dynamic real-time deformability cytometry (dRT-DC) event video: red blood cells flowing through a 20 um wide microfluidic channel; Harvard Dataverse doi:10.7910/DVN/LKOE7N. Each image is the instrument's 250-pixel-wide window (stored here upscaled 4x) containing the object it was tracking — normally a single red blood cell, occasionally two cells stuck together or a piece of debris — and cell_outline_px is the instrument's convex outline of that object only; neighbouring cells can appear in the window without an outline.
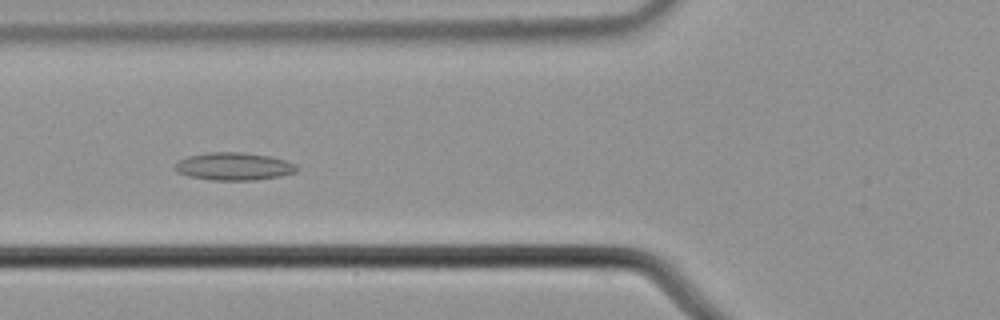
{"species": "common noctule bat (a hibernating species)", "species_latin": "Nyctalus noctula", "temperature_condition": "cold", "stored_images_in_passage": 9, "camera_frame_rate_fps": 3000, "um_per_image_px": 0.085, "animal": {"sex": "male", "body_mass_g": 21.5, "forearm_length_mm": 52.0}, "frame": {"image": 1, "passage_image": 6, "time_ms": 1.667, "image_size_px": [1000, 320], "cell_outline_px": [[300, 168], [296, 172], [280, 176], [252, 180], [212, 180], [188, 176], [176, 172], [176, 164], [180, 160], [188, 156], [208, 152], [244, 152], [272, 156], [296, 164]], "centroid_in_image_um": [19.91, 14.14], "position_along_channel_um": 105.9, "area_um2": 19.71}}
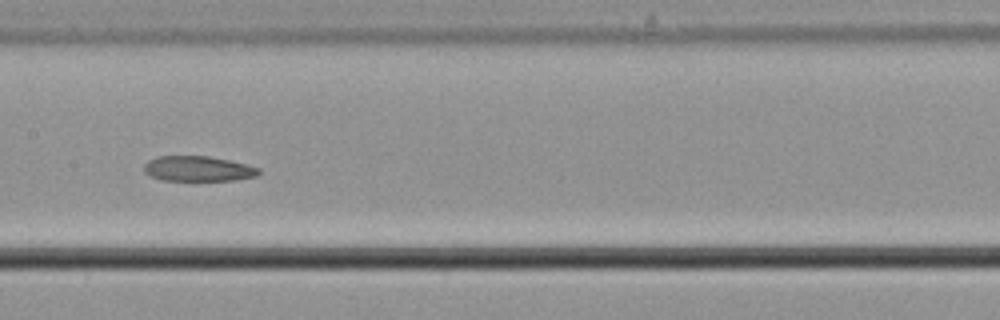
{"frame": {"image": 2, "passage_image": 8, "time_ms": 2.333, "image_size_px": [1000, 320], "cell_outline_px": [[260, 172], [256, 176], [236, 180], [160, 180], [144, 172], [144, 164], [148, 160], [156, 156], [208, 156], [228, 160], [260, 168]], "centroid_in_image_um": [16.81, 14.34], "position_along_channel_um": 190.6, "area_um2": 16.76}}
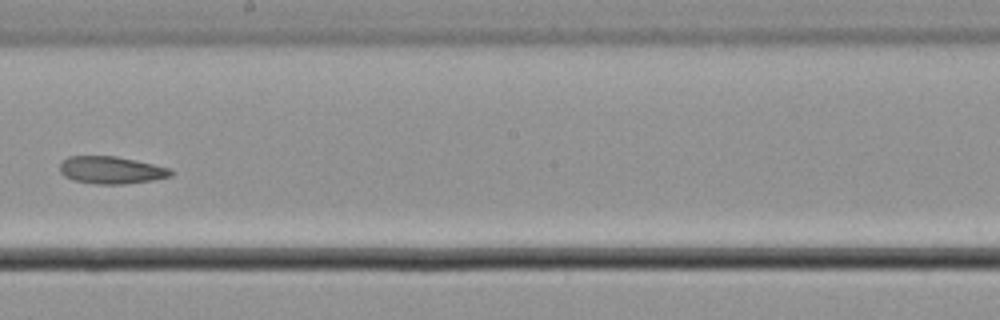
{"frame": {"image": 3, "passage_image": 9, "time_ms": 2.667, "image_size_px": [1000, 320], "cell_outline_px": [[172, 176], [152, 180], [124, 184], [96, 184], [76, 180], [64, 176], [60, 172], [60, 164], [68, 156], [116, 156], [136, 160], [172, 168]], "centroid_in_image_um": [9.48, 14.45], "position_along_channel_um": 238.7, "area_um2": 17.69}}